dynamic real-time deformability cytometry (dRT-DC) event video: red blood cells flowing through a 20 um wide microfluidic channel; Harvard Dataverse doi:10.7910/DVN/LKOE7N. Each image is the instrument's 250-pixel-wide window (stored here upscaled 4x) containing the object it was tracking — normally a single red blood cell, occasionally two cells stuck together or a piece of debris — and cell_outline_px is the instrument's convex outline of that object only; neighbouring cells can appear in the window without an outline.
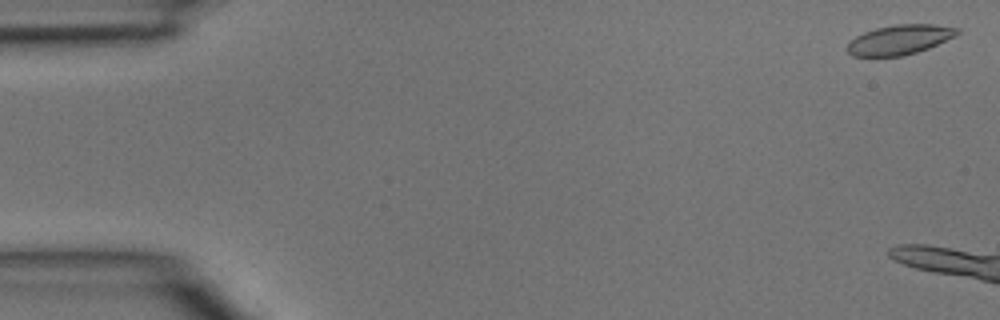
{"species": "common noctule bat (a hibernating species)", "species_latin": "Nyctalus noctula", "temperature_condition": "room temperature", "stored_images_in_passage": 8, "camera_frame_rate_fps": 3000, "um_per_image_px": 0.085, "animal": {"sex": "male", "body_mass_g": 15.6}, "frame": {"image": 1, "passage_image": 1, "time_ms": 0.0, "image_size_px": [1000, 320], "cell_outline_px": [[960, 32], [956, 36], [928, 48], [916, 52], [900, 56], [852, 56], [844, 48], [856, 36], [864, 32], [876, 28], [896, 24], [932, 24], [960, 28]], "centroid_in_image_um": [76.47, 3.37], "position_along_channel_um": 8.5, "area_um2": 19.02}}